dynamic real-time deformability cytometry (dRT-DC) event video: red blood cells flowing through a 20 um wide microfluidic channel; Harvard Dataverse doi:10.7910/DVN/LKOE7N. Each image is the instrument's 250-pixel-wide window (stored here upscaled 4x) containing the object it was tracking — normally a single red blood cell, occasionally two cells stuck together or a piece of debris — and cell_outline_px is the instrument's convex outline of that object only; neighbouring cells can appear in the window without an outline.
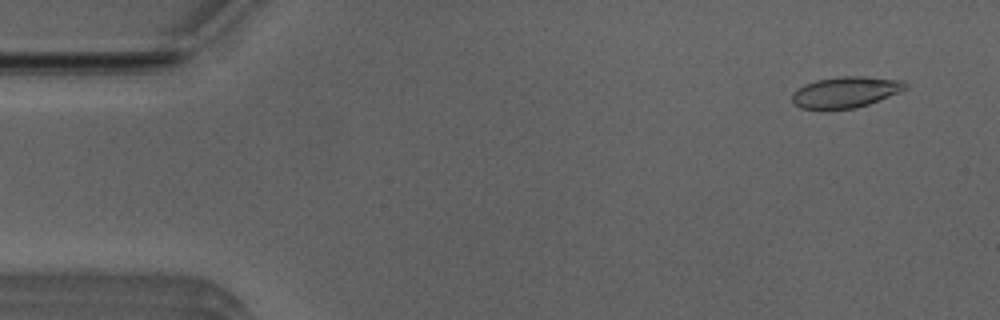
{"species": "Egyptian fruit bat (a non-hibernating species)", "species_latin": "Rousettus aegyptiacus", "temperature_condition": "room temperature", "stored_images_in_passage": 51, "camera_frame_rate_fps": 3000, "um_per_image_px": 0.085, "animal": {"sex": "male"}, "frame": {"image": 1, "passage_image": 3, "time_ms": 0.667, "image_size_px": [1000, 320], "cell_outline_px": [[908, 88], [880, 100], [856, 108], [824, 112], [800, 108], [792, 104], [792, 92], [796, 88], [804, 84], [816, 80], [840, 76], [864, 76], [904, 80], [908, 84]], "centroid_in_image_um": [71.82, 7.86], "position_along_channel_um": 13.2, "area_um2": 21.39}}
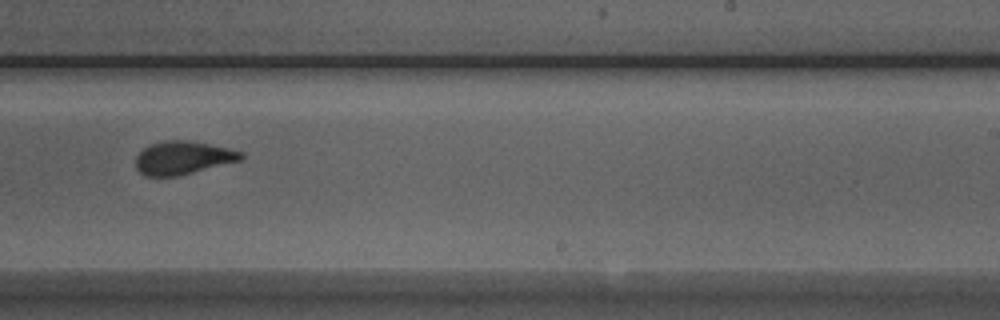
{"frame": {"image": 2, "passage_image": 31, "time_ms": 10.0, "image_size_px": [1000, 320], "cell_outline_px": [[244, 160], [180, 176], [144, 176], [136, 168], [136, 156], [144, 148], [152, 144], [164, 140], [184, 140], [208, 144], [228, 148], [244, 152]], "centroid_in_image_um": [15.59, 13.43], "position_along_channel_um": 273.4, "area_um2": 20.58}}
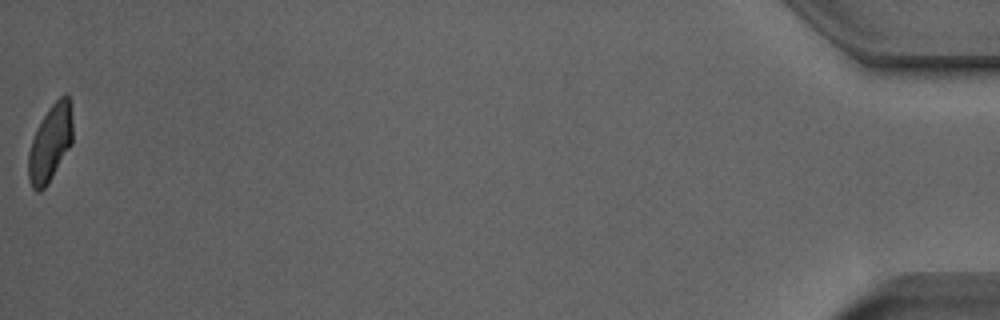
{"frame": {"image": 3, "passage_image": 51, "time_ms": 16.667, "image_size_px": [1000, 320], "cell_outline_px": [[72, 144], [48, 184], [40, 192], [36, 192], [32, 188], [28, 180], [28, 152], [32, 140], [48, 108], [64, 92], [68, 92], [72, 120]], "centroid_in_image_um": [4.28, 12.18], "position_along_channel_um": 430.9, "area_um2": 19.83}, "authors_computed_cell_mechanics": {"area_um2": 20.7502, "velocity_mm_per_s": 3.955, "shape_relaxation_time_tau1_ms": 4.5853, "shape_relaxation_time_tau2_ms": 1.1412, "deformation_change_tau1": 0.1553, "deformation_change_tau2": 0.0621}}